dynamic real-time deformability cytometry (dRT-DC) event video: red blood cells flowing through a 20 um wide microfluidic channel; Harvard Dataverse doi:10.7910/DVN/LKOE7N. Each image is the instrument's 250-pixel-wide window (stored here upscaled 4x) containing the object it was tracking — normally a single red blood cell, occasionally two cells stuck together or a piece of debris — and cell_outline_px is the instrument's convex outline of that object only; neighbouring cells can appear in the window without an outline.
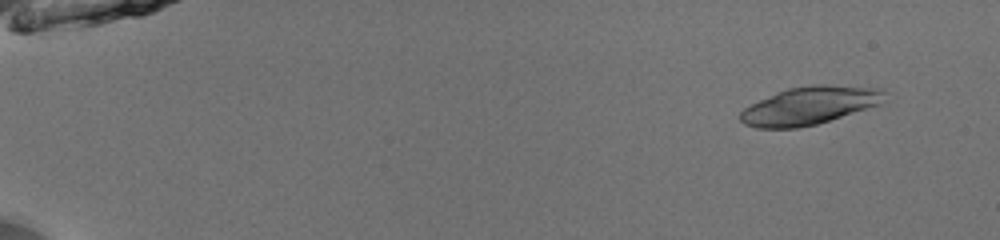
{"species": "common noctule bat (a hibernating species)", "species_latin": "Nyctalus noctula", "temperature_condition": "room temperature", "stored_images_in_passage": 48, "camera_frame_rate_fps": 3000, "um_per_image_px": 0.085, "animal": {"sex": "male", "body_mass_g": 13.0, "forearm_length_mm": 53.1}, "frame": {"image": 1, "passage_image": 1, "time_ms": 0.0, "image_size_px": [1000, 240], "cell_outline_px": [[884, 92], [880, 104], [816, 124], [796, 128], [756, 128], [744, 124], [740, 120], [740, 112], [744, 108], [760, 100], [788, 88], [812, 84], [824, 84], [880, 88]], "centroid_in_image_um": [68.77, 8.97], "position_along_channel_um": 16.2, "area_um2": 31.39}, "authors_computed_cell_mechanics": {"area_um2": 26.01, "velocity_mm_per_s": 3.993, "shape_relaxation_time_tau1_ms": null, "shape_relaxation_time_tau2_ms": 1.4819, "deformation_change_tau1": null, "deformation_change_tau2": 0.0705}}